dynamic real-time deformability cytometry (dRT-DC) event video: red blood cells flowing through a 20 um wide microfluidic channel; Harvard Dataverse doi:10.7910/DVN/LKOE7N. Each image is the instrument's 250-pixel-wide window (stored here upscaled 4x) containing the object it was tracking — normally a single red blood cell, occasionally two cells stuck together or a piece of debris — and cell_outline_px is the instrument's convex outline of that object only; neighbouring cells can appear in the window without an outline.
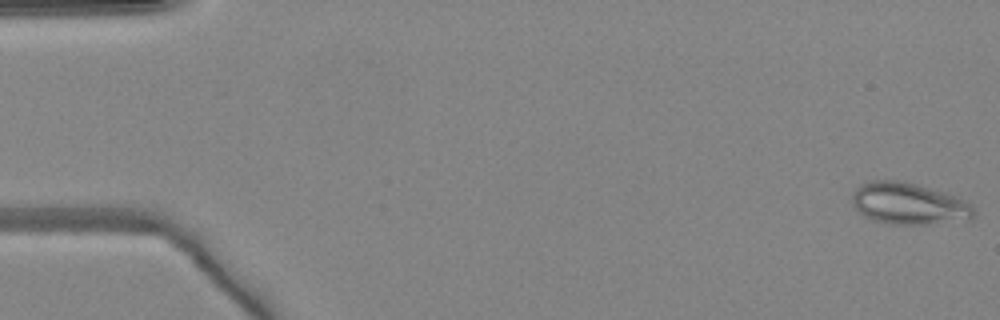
{"species": "common noctule bat (a hibernating species)", "species_latin": "Nyctalus noctula", "temperature_condition": "warm", "stored_images_in_passage": 49, "camera_frame_rate_fps": 3000, "um_per_image_px": 0.085, "animal": {"sex": "female", "body_mass_g": 24.6, "forearm_length_mm": 56.2}, "frame": {"image": 1, "passage_image": 1, "time_ms": 0.0, "image_size_px": [1000, 320], "cell_outline_px": [[976, 216], [968, 220], [924, 224], [888, 224], [864, 216], [852, 204], [852, 196], [856, 188], [860, 184], [868, 180], [900, 180], [916, 184], [944, 192], [964, 200], [972, 204]], "centroid_in_image_um": [77.25, 17.3], "position_along_channel_um": 7.8, "area_um2": 29.59}}
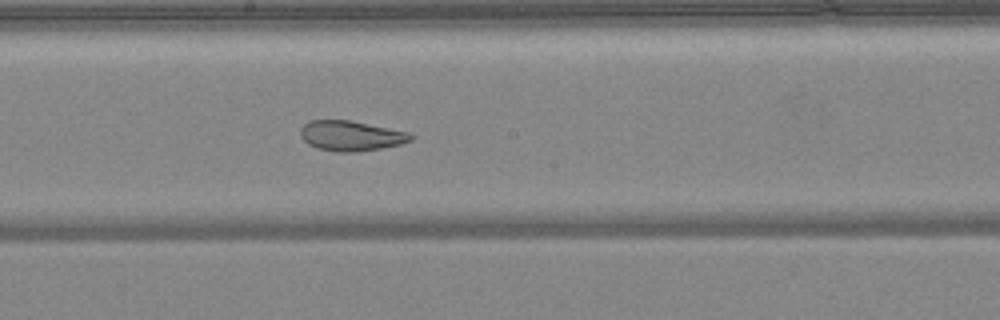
{"frame": {"image": 2, "passage_image": 27, "time_ms": 8.667, "image_size_px": [1000, 320], "cell_outline_px": [[416, 136], [412, 140], [400, 144], [380, 148], [356, 152], [336, 152], [316, 148], [308, 144], [300, 136], [300, 128], [308, 120], [352, 120], [412, 132]], "centroid_in_image_um": [29.86, 11.53], "position_along_channel_um": 218.3, "area_um2": 19.77}}
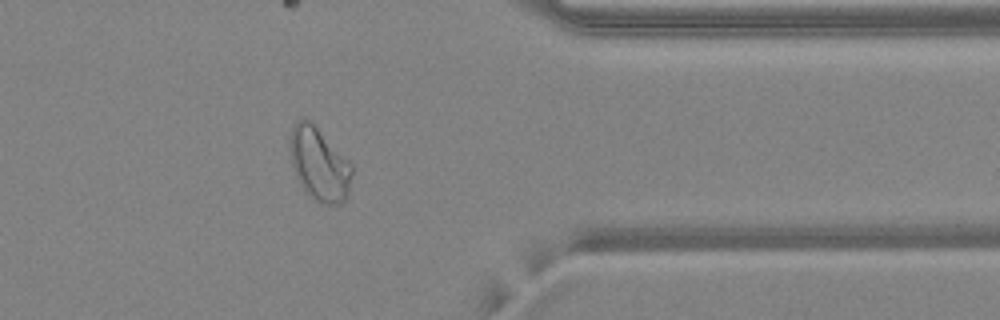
{"frame": {"image": 3, "passage_image": 40, "time_ms": 13.0, "image_size_px": [1000, 320], "cell_outline_px": [[352, 172], [348, 196], [340, 204], [320, 204], [304, 192], [296, 176], [292, 164], [288, 144], [292, 128], [296, 120], [308, 120], [348, 160], [352, 168]], "centroid_in_image_um": [27.11, 14.01], "position_along_channel_um": 384.3, "area_um2": 26.13}, "authors_computed_cell_mechanics": {"area_um2": 26.2412, "velocity_mm_per_s": 4.1635, "shape_relaxation_time_tau1_ms": null, "shape_relaxation_time_tau2_ms": 1.2138, "deformation_change_tau1": null, "deformation_change_tau2": 0.0714}}